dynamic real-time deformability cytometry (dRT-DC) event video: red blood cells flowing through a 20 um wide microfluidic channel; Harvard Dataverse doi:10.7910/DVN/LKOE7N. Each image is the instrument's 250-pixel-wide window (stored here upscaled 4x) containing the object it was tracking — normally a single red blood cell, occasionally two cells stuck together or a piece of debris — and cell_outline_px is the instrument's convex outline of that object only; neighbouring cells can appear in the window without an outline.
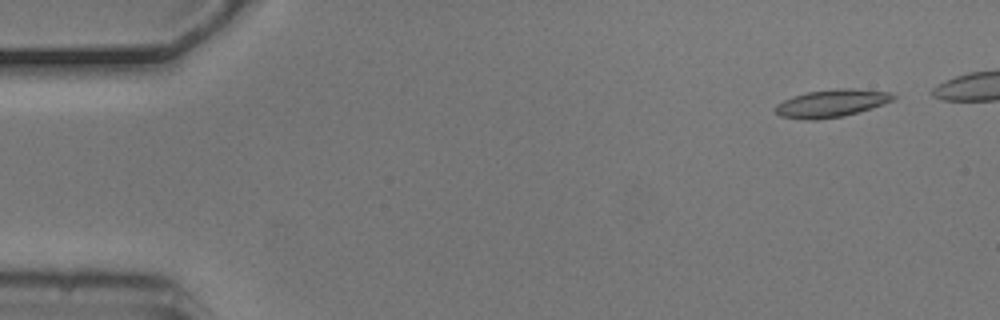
{"species": "common noctule bat (a hibernating species)", "species_latin": "Nyctalus noctula", "temperature_condition": "cold", "stored_images_in_passage": 6, "camera_frame_rate_fps": 3000, "um_per_image_px": 0.085, "animal": {"sex": "male", "body_mass_g": 20.5, "forearm_length_mm": 52.5}, "frame": {"image": 1, "passage_image": 2, "time_ms": 0.333, "image_size_px": [1000, 320], "cell_outline_px": [[896, 96], [892, 100], [872, 108], [844, 116], [816, 120], [804, 120], [780, 116], [776, 112], [776, 104], [792, 96], [808, 92], [836, 88], [852, 88], [892, 92]], "centroid_in_image_um": [70.68, 8.78], "position_along_channel_um": 14.3, "area_um2": 19.02}}